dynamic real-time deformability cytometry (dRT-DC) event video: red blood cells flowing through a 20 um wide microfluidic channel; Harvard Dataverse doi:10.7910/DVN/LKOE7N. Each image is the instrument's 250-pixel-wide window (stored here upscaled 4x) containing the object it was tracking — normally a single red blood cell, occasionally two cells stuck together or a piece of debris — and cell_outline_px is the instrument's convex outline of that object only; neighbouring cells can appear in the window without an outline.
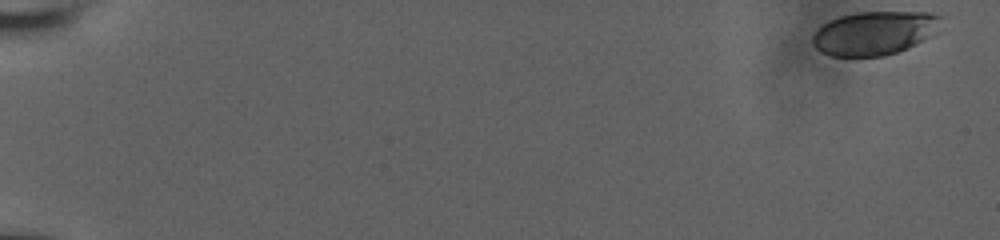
{"species": "human", "species_latin": "Homo sapiens", "temperature_condition": "room temperature", "stored_images_in_passage": 57, "camera_frame_rate_fps": 3000, "um_per_image_px": 0.085, "donor": {"sex": "male"}, "frame": {"image": 1, "passage_image": 1, "time_ms": 0.0, "image_size_px": [1000, 240], "cell_outline_px": [[944, 16], [936, 32], [932, 36], [896, 52], [884, 56], [832, 56], [820, 52], [812, 44], [812, 36], [824, 24], [840, 16], [860, 12], [932, 12]], "centroid_in_image_um": [74.36, 2.8], "position_along_channel_um": 10.6, "area_um2": 32.6}}
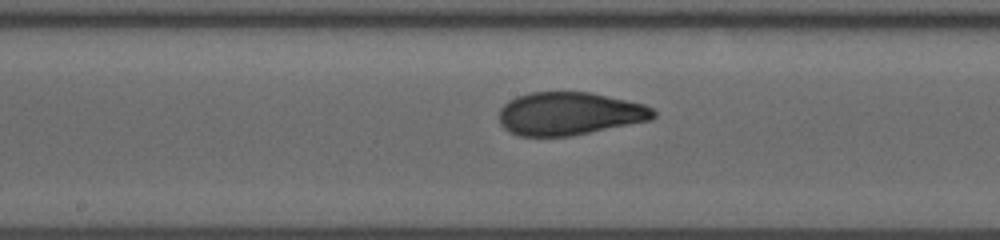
{"frame": {"image": 2, "passage_image": 32, "time_ms": 10.333, "image_size_px": [1000, 240], "cell_outline_px": [[656, 116], [652, 120], [572, 136], [520, 136], [508, 132], [500, 124], [500, 108], [508, 100], [516, 96], [532, 92], [592, 92], [644, 104], [652, 108], [656, 112]], "centroid_in_image_um": [48.41, 9.66], "position_along_channel_um": 199.8, "area_um2": 38.96}}
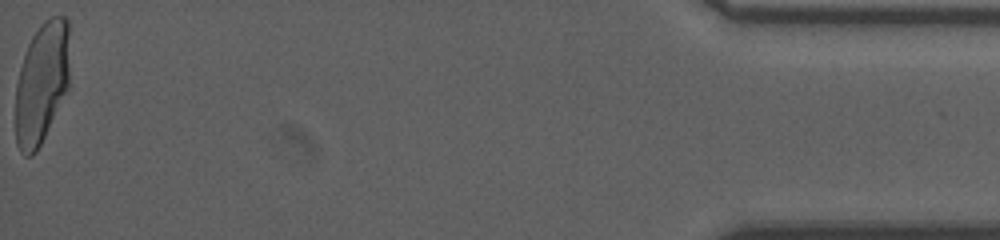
{"frame": {"image": 3, "passage_image": 57, "time_ms": 18.667, "image_size_px": [1000, 240], "cell_outline_px": [[68, 88], [36, 152], [32, 156], [24, 156], [20, 152], [16, 144], [16, 84], [20, 68], [28, 44], [32, 36], [40, 24], [44, 20], [52, 16], [64, 16], [68, 20]], "centroid_in_image_um": [3.53, 7.04], "position_along_channel_um": 431.7, "area_um2": 38.03}, "authors_computed_cell_mechanics": {"area_um2": 37.9746, "velocity_mm_per_s": 3.8225, "shape_relaxation_time_tau1_ms": 5.2346, "shape_relaxation_time_tau2_ms": 0.7875, "deformation_change_tau1": 0.1878, "deformation_change_tau2": 0.0663}}